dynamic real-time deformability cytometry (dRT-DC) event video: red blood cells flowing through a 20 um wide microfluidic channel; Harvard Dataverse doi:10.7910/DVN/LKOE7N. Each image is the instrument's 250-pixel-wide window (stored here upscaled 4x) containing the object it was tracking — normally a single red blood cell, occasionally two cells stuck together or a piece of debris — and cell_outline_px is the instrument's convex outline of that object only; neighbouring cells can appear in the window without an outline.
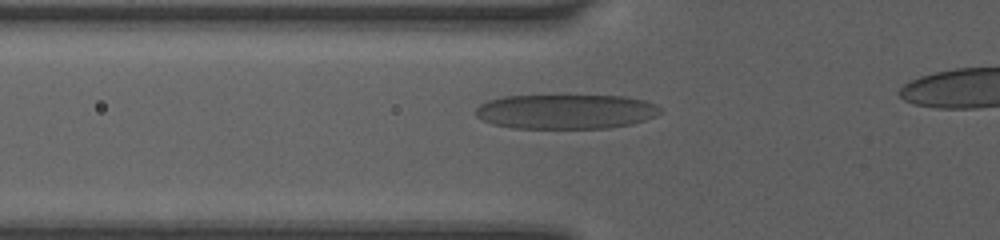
{"species": "human", "species_latin": "Homo sapiens", "temperature_condition": "room temperature", "stored_images_in_passage": 34, "camera_frame_rate_fps": 3000, "um_per_image_px": 0.085, "donor": {"sex": "female"}, "frame": {"image": 1, "passage_image": 2, "time_ms": 0.333, "image_size_px": [1000, 240], "cell_outline_px": [[660, 112], [644, 120], [632, 124], [608, 128], [512, 128], [492, 124], [476, 116], [476, 108], [480, 104], [488, 100], [504, 96], [564, 92], [624, 96], [644, 100], [656, 104], [660, 108]], "centroid_in_image_um": [48.06, 9.42], "position_along_channel_um": 77.7, "area_um2": 38.84}}
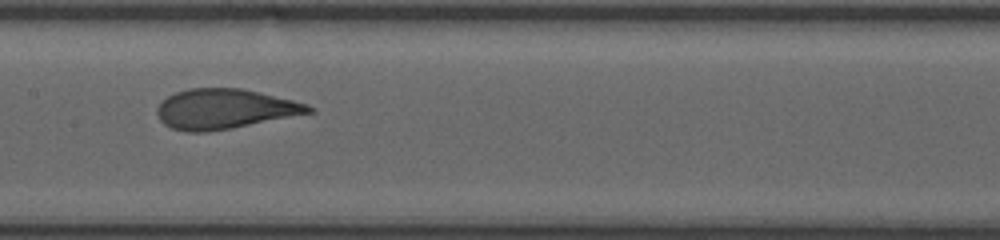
{"frame": {"image": 2, "passage_image": 14, "time_ms": 3.0, "image_size_px": [1000, 240], "cell_outline_px": [[316, 112], [232, 128], [204, 132], [188, 132], [172, 128], [164, 124], [160, 120], [156, 112], [156, 108], [168, 96], [176, 92], [188, 88], [240, 88], [260, 92], [308, 104], [316, 108]], "centroid_in_image_um": [19.12, 9.26], "position_along_channel_um": 188.3, "area_um2": 35.32}}
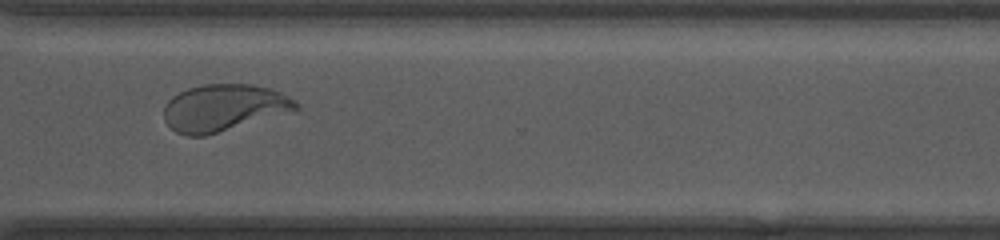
{"frame": {"image": 3, "passage_image": 33, "time_ms": 7.0, "image_size_px": [1000, 240], "cell_outline_px": [[300, 108], [296, 112], [204, 136], [188, 136], [176, 132], [164, 120], [164, 108], [168, 100], [172, 96], [188, 88], [204, 84], [252, 84], [268, 88], [280, 92], [296, 100], [300, 104]], "centroid_in_image_um": [19.09, 9.17], "position_along_channel_um": 351.5, "area_um2": 36.53}}